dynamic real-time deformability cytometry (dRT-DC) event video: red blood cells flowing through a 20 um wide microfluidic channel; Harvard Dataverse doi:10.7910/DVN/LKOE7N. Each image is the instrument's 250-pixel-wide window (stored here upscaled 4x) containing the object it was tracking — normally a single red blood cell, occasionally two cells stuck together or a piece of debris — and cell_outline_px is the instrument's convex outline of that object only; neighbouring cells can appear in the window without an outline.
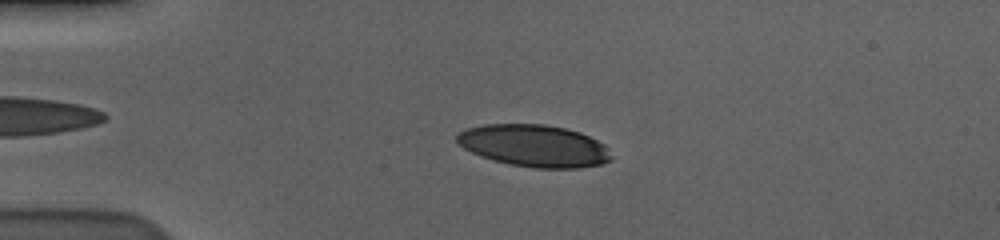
{"species": "human", "species_latin": "Homo sapiens", "temperature_condition": "cold", "stored_images_in_passage": 43, "camera_frame_rate_fps": 3000, "um_per_image_px": 0.085, "donor": {"sex": "male"}, "frame": {"image": 1, "passage_image": 6, "time_ms": 1.667, "image_size_px": [1000, 240], "cell_outline_px": [[612, 160], [600, 164], [580, 168], [532, 168], [508, 164], [492, 160], [480, 156], [464, 148], [456, 140], [456, 136], [460, 132], [468, 128], [484, 124], [544, 124], [564, 128], [580, 132], [604, 144], [608, 148], [612, 156]], "centroid_in_image_um": [45.41, 12.4], "position_along_channel_um": 39.6, "area_um2": 37.92}}
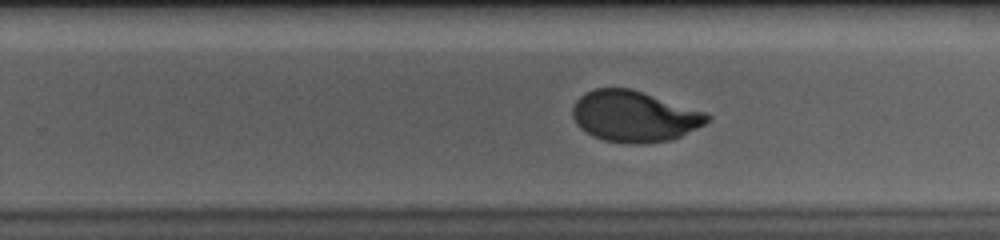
{"frame": {"image": 2, "passage_image": 29, "time_ms": 9.333, "image_size_px": [1000, 240], "cell_outline_px": [[712, 116], [704, 124], [680, 136], [668, 140], [644, 144], [632, 144], [604, 140], [592, 136], [580, 128], [576, 124], [572, 116], [572, 108], [576, 100], [584, 92], [596, 88], [632, 88], [708, 112]], "centroid_in_image_um": [53.91, 9.87], "position_along_channel_um": 275.9, "area_um2": 40.34}}
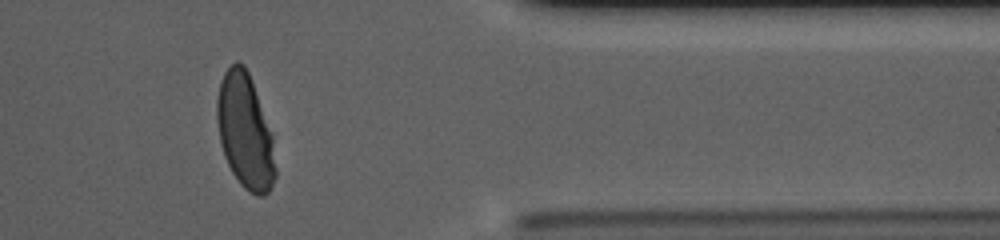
{"frame": {"image": 3, "passage_image": 40, "time_ms": 13.0, "image_size_px": [1000, 240], "cell_outline_px": [[276, 176], [268, 192], [264, 196], [256, 196], [248, 192], [240, 184], [232, 172], [224, 156], [220, 140], [216, 116], [216, 100], [220, 80], [224, 72], [236, 60], [244, 64], [252, 80], [272, 136], [276, 168]], "centroid_in_image_um": [20.82, 11.17], "position_along_channel_um": 390.6, "area_um2": 39.13}, "authors_computed_cell_mechanics": {"area_um2": 40.1132, "velocity_mm_per_s": 3.5907, "shape_relaxation_time_tau1_ms": 3.4388, "shape_relaxation_time_tau2_ms": null, "deformation_change_tau1": 0.182, "deformation_change_tau2": null}}